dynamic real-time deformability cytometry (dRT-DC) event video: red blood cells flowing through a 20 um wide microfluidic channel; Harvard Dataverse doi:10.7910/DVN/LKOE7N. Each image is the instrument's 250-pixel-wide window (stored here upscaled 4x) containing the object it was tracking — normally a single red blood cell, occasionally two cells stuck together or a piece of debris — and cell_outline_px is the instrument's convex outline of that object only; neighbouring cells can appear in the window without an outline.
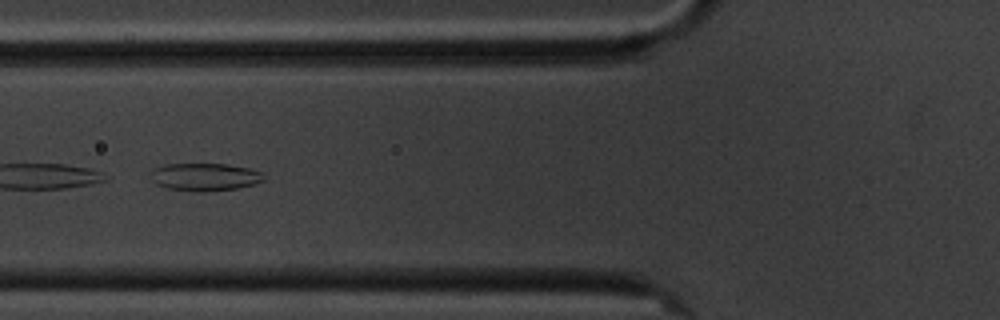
{"species": "common noctule bat (a hibernating species)", "species_latin": "Nyctalus noctula", "temperature_condition": "cold", "stored_images_in_passage": 9, "camera_frame_rate_fps": 3000, "um_per_image_px": 0.085, "animal": {"sex": "male", "body_mass_g": 20.1, "forearm_length_mm": 53.5}, "frame": {"image": 1, "passage_image": 6, "time_ms": 5.667, "image_size_px": [1000, 320], "cell_outline_px": [[264, 180], [256, 184], [236, 188], [200, 192], [168, 188], [156, 184], [152, 180], [152, 168], [164, 164], [228, 164], [248, 168], [260, 172], [264, 176]], "centroid_in_image_um": [17.4, 15.03], "position_along_channel_um": 108.4, "area_um2": 18.15}}